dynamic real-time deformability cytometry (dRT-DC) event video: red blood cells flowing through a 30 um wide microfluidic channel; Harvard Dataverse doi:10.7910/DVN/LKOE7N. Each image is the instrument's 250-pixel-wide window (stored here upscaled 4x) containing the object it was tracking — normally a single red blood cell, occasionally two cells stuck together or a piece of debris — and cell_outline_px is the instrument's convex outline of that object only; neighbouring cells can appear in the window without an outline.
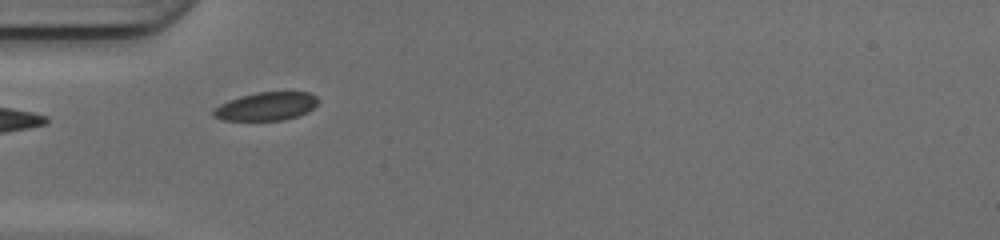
{"species": "common noctule bat (a hibernating species)", "species_latin": "Nyctalus noctula", "temperature_condition": "cold", "stored_images_in_passage": 3, "camera_frame_rate_fps": 3000, "um_per_image_px": 0.085, "animal": {"sex": "female", "body_mass_g": 17.0, "forearm_length_mm": 48.0}, "frame": {"image": 1, "passage_image": 1, "time_ms": 0.0, "image_size_px": [1000, 240], "cell_outline_px": [[320, 100], [308, 112], [284, 120], [224, 120], [212, 116], [212, 108], [228, 100], [240, 96], [260, 92], [308, 92], [316, 96]], "centroid_in_image_um": [22.6, 9.04], "position_along_channel_um": 62.4, "area_um2": 17.28}}